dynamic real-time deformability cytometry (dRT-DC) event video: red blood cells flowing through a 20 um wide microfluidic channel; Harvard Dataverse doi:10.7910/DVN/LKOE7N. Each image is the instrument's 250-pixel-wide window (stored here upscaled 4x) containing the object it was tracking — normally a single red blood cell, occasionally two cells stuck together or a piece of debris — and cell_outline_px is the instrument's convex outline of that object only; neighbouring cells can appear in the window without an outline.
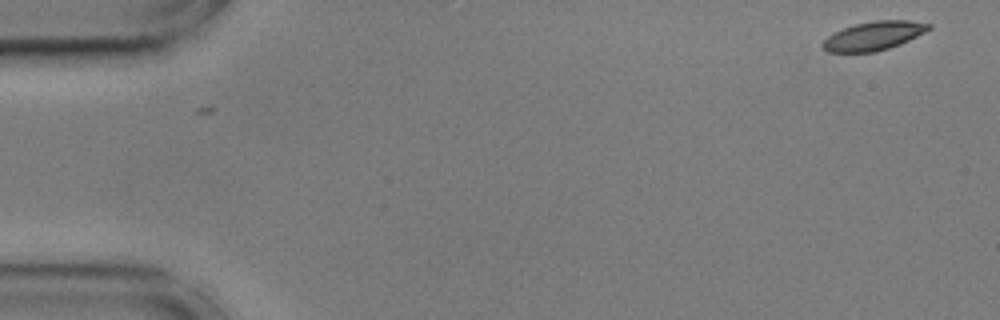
{"species": "common noctule bat (a hibernating species)", "species_latin": "Nyctalus noctula", "temperature_condition": "cold", "stored_images_in_passage": 2, "camera_frame_rate_fps": 3000, "um_per_image_px": 0.085, "animal": {"sex": "male", "body_mass_g": 17.9, "forearm_length_mm": 54.2}, "frame": {"image": 1, "passage_image": 2, "time_ms": 0.333, "image_size_px": [1000, 320], "cell_outline_px": [[932, 28], [900, 44], [876, 52], [828, 52], [820, 44], [828, 36], [844, 28], [856, 24], [872, 20], [908, 20], [932, 24]], "centroid_in_image_um": [74.27, 3.04], "position_along_channel_um": 10.7, "area_um2": 17.63}}